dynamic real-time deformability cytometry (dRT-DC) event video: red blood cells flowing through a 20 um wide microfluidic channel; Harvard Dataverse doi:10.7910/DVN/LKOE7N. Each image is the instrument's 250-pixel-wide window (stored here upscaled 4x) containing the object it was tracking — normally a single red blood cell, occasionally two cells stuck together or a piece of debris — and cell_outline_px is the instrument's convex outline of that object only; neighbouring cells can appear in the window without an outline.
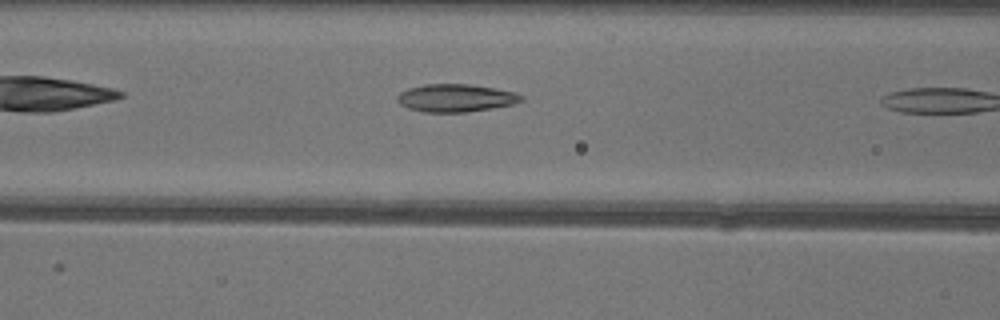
{"species": "common noctule bat (a hibernating species)", "species_latin": "Nyctalus noctula", "temperature_condition": "warm", "stored_images_in_passage": 6, "camera_frame_rate_fps": 3000, "um_per_image_px": 0.085, "animal": {"sex": "female"}, "frame": {"image": 1, "passage_image": 5, "time_ms": 1.333, "image_size_px": [1000, 320], "cell_outline_px": [[524, 100], [512, 104], [492, 108], [464, 112], [424, 112], [408, 108], [400, 104], [396, 100], [396, 96], [400, 92], [408, 88], [424, 84], [472, 84], [496, 88], [516, 92], [524, 96]], "centroid_in_image_um": [38.74, 8.32], "position_along_channel_um": 127.9, "area_um2": 20.23}}